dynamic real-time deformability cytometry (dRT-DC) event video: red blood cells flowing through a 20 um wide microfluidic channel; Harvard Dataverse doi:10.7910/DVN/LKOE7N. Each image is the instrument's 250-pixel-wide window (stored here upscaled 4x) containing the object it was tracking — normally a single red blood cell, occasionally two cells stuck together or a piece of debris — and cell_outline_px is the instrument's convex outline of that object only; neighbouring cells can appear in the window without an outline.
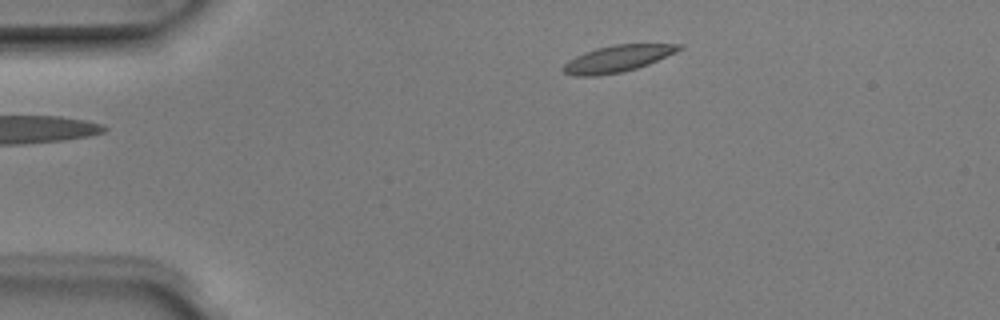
{"species": "Egyptian fruit bat (a non-hibernating species)", "species_latin": "Rousettus aegyptiacus", "temperature_condition": "room temperature", "stored_images_in_passage": 4, "camera_frame_rate_fps": 3000, "um_per_image_px": 0.085, "animal": {"sex": "male"}, "frame": {"image": 1, "passage_image": 4, "time_ms": 1.0, "image_size_px": [1000, 320], "cell_outline_px": [[684, 48], [676, 52], [648, 64], [636, 68], [620, 72], [596, 76], [576, 76], [564, 72], [560, 68], [568, 60], [584, 52], [596, 48], [616, 44], [684, 44]], "centroid_in_image_um": [52.48, 4.98], "position_along_channel_um": 32.5, "area_um2": 17.92}}